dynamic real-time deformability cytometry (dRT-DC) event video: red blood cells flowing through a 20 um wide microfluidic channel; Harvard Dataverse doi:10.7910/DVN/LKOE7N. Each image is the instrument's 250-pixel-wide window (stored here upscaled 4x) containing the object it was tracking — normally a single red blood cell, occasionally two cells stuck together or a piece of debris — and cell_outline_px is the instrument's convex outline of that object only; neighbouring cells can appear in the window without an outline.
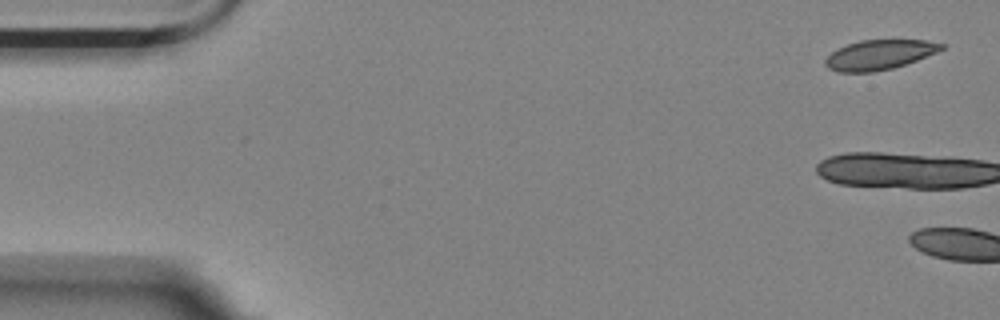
{"species": "Egyptian fruit bat (a non-hibernating species)", "species_latin": "Rousettus aegyptiacus", "temperature_condition": "room temperature", "stored_images_in_passage": 5, "camera_frame_rate_fps": 3000, "um_per_image_px": 0.085, "animal": {"sex": "female"}, "frame": {"image": 1, "passage_image": 1, "time_ms": 0.0, "image_size_px": [1000, 320], "cell_outline_px": [[948, 44], [944, 48], [936, 52], [916, 60], [892, 68], [872, 72], [840, 72], [828, 68], [824, 64], [824, 60], [836, 48], [860, 40], [924, 40]], "centroid_in_image_um": [74.73, 4.65], "position_along_channel_um": 10.3, "area_um2": 20.06}}